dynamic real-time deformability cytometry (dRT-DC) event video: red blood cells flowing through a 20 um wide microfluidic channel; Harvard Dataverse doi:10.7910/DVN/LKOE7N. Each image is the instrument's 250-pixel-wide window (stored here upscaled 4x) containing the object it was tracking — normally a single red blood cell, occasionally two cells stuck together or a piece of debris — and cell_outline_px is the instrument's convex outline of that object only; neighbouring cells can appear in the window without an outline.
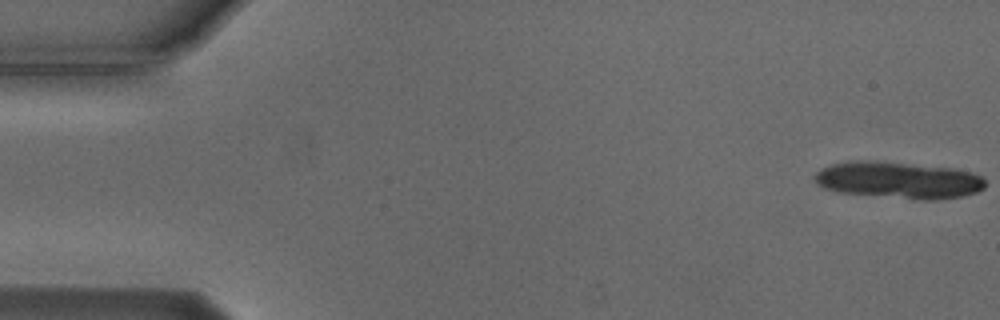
{"species": "Egyptian fruit bat (a non-hibernating species)", "species_latin": "Rousettus aegyptiacus", "temperature_condition": "cold", "stored_images_in_passage": 13, "camera_frame_rate_fps": 3000, "um_per_image_px": 0.085, "animal": {"sex": "male"}, "frame": {"image": 1, "passage_image": 1, "time_ms": 0.0, "image_size_px": [1000, 320], "cell_outline_px": [[984, 188], [976, 192], [964, 196], [940, 200], [920, 200], [836, 192], [824, 188], [816, 184], [816, 172], [820, 168], [832, 164], [856, 160], [876, 160], [952, 168], [968, 172], [980, 176], [984, 180]], "centroid_in_image_um": [76.34, 15.32], "position_along_channel_um": 8.7, "area_um2": 36.76}}